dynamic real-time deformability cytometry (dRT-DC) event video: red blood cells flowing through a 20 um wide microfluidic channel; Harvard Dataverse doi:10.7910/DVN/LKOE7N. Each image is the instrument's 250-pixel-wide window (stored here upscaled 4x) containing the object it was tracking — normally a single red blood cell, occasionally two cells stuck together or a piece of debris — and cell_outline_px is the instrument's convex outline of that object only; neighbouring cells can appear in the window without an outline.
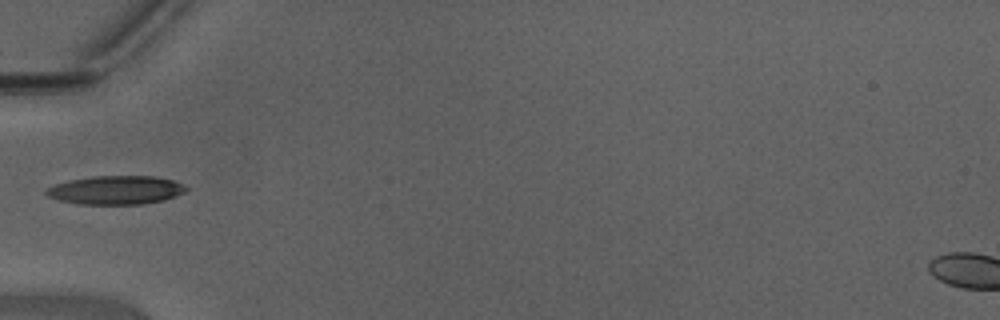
{"species": "Egyptian fruit bat (a non-hibernating species)", "species_latin": "Rousettus aegyptiacus", "temperature_condition": "warm", "stored_images_in_passage": 13, "camera_frame_rate_fps": 3000, "um_per_image_px": 0.085, "animal": {"sex": "male"}, "frame": {"image": 1, "passage_image": 1, "time_ms": 0.0, "image_size_px": [1000, 320], "cell_outline_px": [[188, 188], [184, 192], [176, 196], [164, 200], [144, 204], [80, 204], [56, 200], [48, 196], [44, 192], [48, 188], [56, 184], [72, 180], [92, 176], [156, 176], [172, 180], [184, 184]], "centroid_in_image_um": [9.87, 16.16], "position_along_channel_um": 75.1, "area_um2": 23.35}}
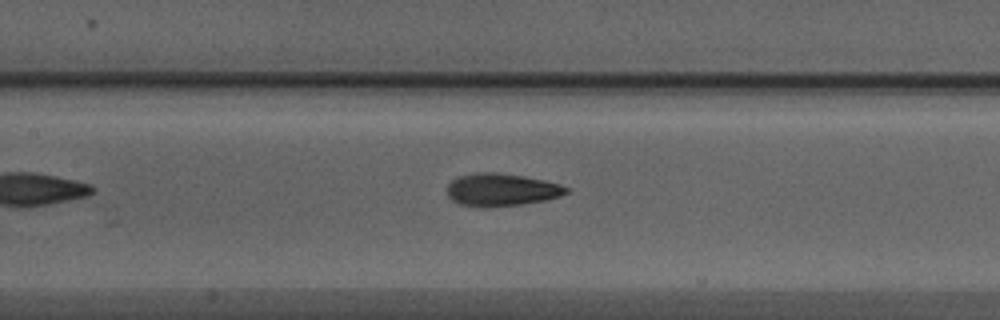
{"frame": {"image": 2, "passage_image": 7, "time_ms": 2.0, "image_size_px": [1000, 320], "cell_outline_px": [[572, 192], [560, 196], [544, 200], [520, 204], [492, 208], [476, 208], [460, 204], [452, 200], [448, 196], [448, 184], [452, 180], [460, 176], [484, 172], [492, 172], [524, 176], [544, 180], [560, 184], [568, 188]], "centroid_in_image_um": [42.63, 16.15], "position_along_channel_um": 164.8, "area_um2": 22.77}}
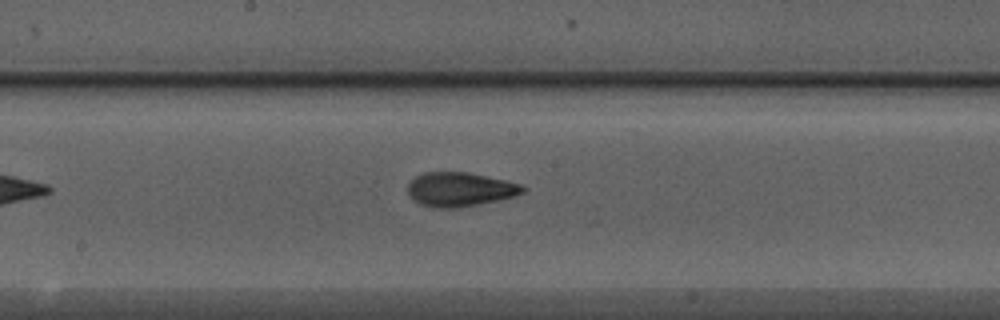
{"frame": {"image": 3, "passage_image": 10, "time_ms": 3.0, "image_size_px": [1000, 320], "cell_outline_px": [[528, 188], [524, 192], [512, 196], [496, 200], [456, 208], [432, 208], [420, 204], [408, 192], [408, 184], [416, 176], [424, 172], [468, 172], [504, 180], [520, 184]], "centroid_in_image_um": [39.08, 16.09], "position_along_channel_um": 209.1, "area_um2": 22.54}}